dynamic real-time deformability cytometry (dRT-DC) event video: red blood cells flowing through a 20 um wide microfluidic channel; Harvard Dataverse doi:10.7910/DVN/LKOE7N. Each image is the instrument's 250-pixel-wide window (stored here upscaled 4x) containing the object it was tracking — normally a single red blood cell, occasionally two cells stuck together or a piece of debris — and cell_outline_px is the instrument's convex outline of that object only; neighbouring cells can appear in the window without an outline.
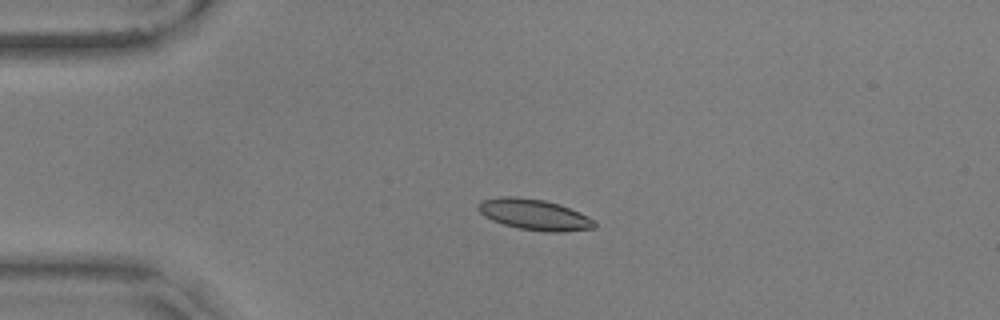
{"species": "common noctule bat (a hibernating species)", "species_latin": "Nyctalus noctula", "temperature_condition": "warm", "stored_images_in_passage": 12, "camera_frame_rate_fps": 3000, "um_per_image_px": 0.085, "animal": {"sex": "male", "body_mass_g": 17.9, "forearm_length_mm": 54.2}, "frame": {"image": 1, "passage_image": 7, "time_ms": 2.0, "image_size_px": [1000, 320], "cell_outline_px": [[596, 228], [564, 232], [544, 232], [520, 228], [504, 224], [492, 220], [484, 216], [480, 212], [480, 204], [484, 200], [500, 196], [516, 196], [544, 200], [560, 204], [588, 216], [596, 220]], "centroid_in_image_um": [45.49, 18.25], "position_along_channel_um": 39.5, "area_um2": 20.87}}